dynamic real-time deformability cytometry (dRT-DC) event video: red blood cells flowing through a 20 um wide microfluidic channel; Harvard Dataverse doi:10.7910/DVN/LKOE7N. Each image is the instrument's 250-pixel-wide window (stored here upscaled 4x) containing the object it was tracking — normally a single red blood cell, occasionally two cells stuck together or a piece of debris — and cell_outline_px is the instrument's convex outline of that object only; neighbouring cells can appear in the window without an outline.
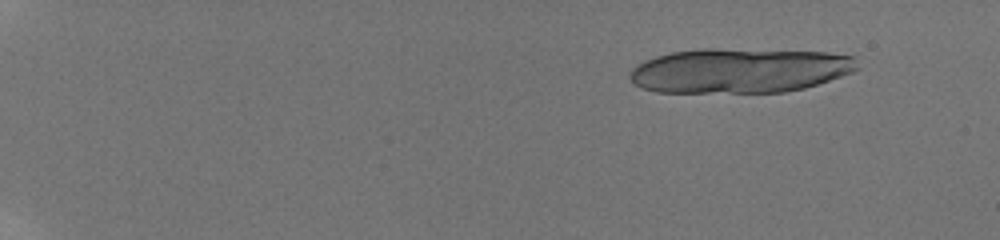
{"species": "human", "species_latin": "Homo sapiens", "temperature_condition": "room temperature", "stored_images_in_passage": 24, "camera_frame_rate_fps": 3000, "um_per_image_px": 0.085, "donor": {"sex": "male"}, "frame": {"image": 1, "passage_image": 6, "time_ms": 2.0, "image_size_px": [1000, 240], "cell_outline_px": [[860, 68], [852, 72], [804, 88], [784, 92], [656, 92], [640, 88], [628, 76], [632, 68], [644, 60], [656, 56], [672, 52], [700, 48], [716, 48], [828, 52], [856, 56]], "centroid_in_image_um": [62.87, 5.98], "position_along_channel_um": 22.1, "area_um2": 59.65}}
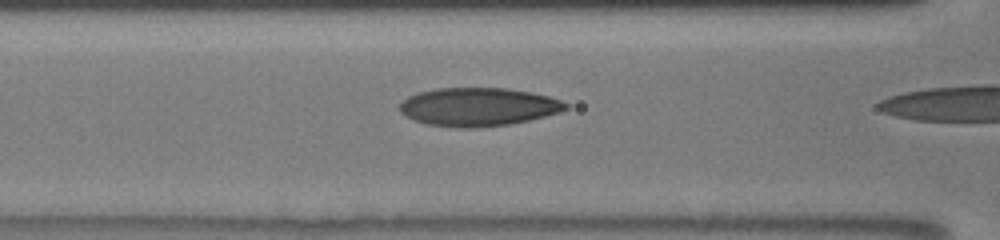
{"frame": {"image": 2, "passage_image": 23, "time_ms": 8.333, "image_size_px": [1000, 240], "cell_outline_px": [[568, 108], [560, 112], [528, 120], [508, 124], [476, 128], [456, 128], [424, 124], [412, 120], [404, 116], [400, 112], [400, 104], [408, 96], [420, 92], [436, 88], [508, 88], [532, 92], [548, 96], [560, 100], [568, 104]], "centroid_in_image_um": [40.62, 9.09], "position_along_channel_um": 126.0, "area_um2": 37.28}}